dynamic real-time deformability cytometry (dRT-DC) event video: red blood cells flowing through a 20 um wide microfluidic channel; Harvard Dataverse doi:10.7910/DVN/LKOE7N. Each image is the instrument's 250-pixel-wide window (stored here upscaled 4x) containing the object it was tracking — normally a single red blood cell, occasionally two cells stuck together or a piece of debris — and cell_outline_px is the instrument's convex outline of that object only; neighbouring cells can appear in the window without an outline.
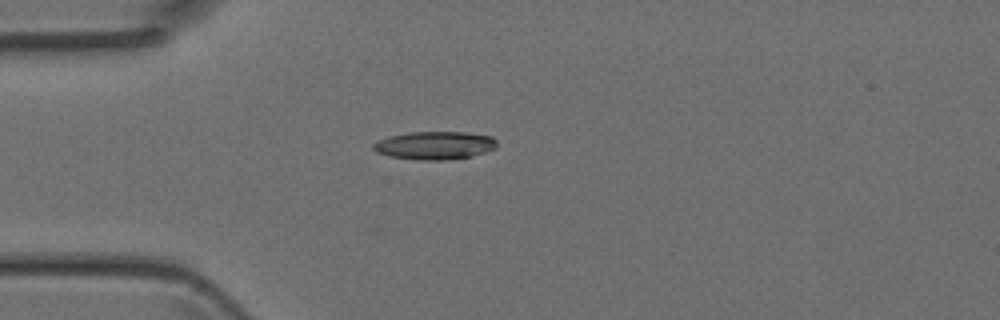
{"species": "Egyptian fruit bat (a non-hibernating species)", "species_latin": "Rousettus aegyptiacus", "temperature_condition": "room temperature", "stored_images_in_passage": 4, "camera_frame_rate_fps": 3000, "um_per_image_px": 0.085, "animal": {"sex": "female"}, "frame": {"image": 1, "passage_image": 4, "time_ms": 1.0, "image_size_px": [1000, 320], "cell_outline_px": [[496, 148], [472, 156], [448, 160], [416, 160], [388, 156], [376, 152], [372, 148], [372, 144], [376, 140], [388, 136], [412, 132], [464, 132], [492, 136], [496, 140]], "centroid_in_image_um": [36.91, 12.36], "position_along_channel_um": 48.1, "area_um2": 20.4}}